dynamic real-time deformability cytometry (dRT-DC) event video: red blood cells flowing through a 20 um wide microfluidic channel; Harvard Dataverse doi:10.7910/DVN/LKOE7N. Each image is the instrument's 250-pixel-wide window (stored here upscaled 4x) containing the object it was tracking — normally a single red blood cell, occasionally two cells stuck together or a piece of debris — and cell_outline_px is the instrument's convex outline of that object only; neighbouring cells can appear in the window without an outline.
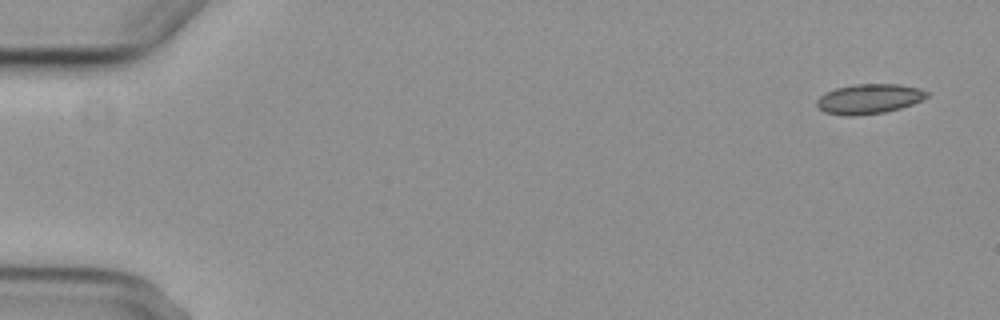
{"species": "common noctule bat (a hibernating species)", "species_latin": "Nyctalus noctula", "temperature_condition": "cold", "stored_images_in_passage": 5, "camera_frame_rate_fps": 3000, "um_per_image_px": 0.085, "animal": {"sex": "female", "body_mass_g": 29.2, "forearm_length_mm": 56.3}, "frame": {"image": 1, "passage_image": 1, "time_ms": 0.0, "image_size_px": [1000, 320], "cell_outline_px": [[928, 96], [912, 104], [900, 108], [884, 112], [856, 116], [844, 116], [824, 112], [816, 104], [816, 100], [824, 92], [836, 88], [856, 84], [896, 84], [920, 88], [928, 92]], "centroid_in_image_um": [73.84, 8.41], "position_along_channel_um": 11.2, "area_um2": 19.13}}
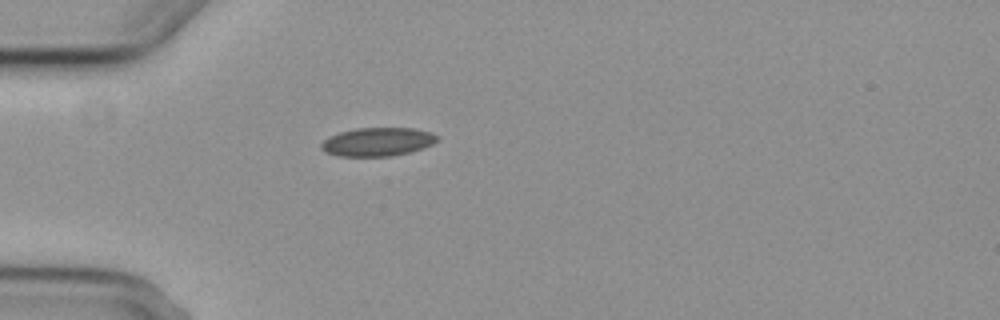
{"frame": {"image": 2, "passage_image": 5, "time_ms": 4.667, "image_size_px": [1000, 320], "cell_outline_px": [[440, 136], [432, 144], [408, 152], [392, 156], [340, 156], [324, 152], [320, 148], [320, 144], [328, 136], [340, 132], [356, 128], [416, 128], [432, 132]], "centroid_in_image_um": [32.07, 12.04], "position_along_channel_um": 52.9, "area_um2": 19.31}}